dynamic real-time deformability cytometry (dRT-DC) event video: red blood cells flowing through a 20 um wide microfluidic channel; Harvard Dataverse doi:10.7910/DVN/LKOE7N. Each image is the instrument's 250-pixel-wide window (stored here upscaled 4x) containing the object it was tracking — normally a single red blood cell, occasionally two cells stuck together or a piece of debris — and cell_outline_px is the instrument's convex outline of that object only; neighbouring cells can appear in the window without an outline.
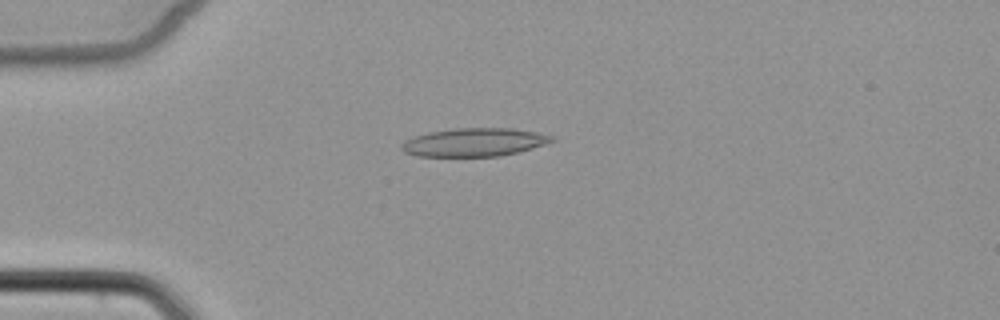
{"species": "common noctule bat (a hibernating species)", "species_latin": "Nyctalus noctula", "temperature_condition": "cold", "stored_images_in_passage": 5, "camera_frame_rate_fps": 3000, "um_per_image_px": 0.085, "animal": {"sex": "female", "body_mass_g": 22.7, "forearm_length_mm": 54.2}, "frame": {"image": 1, "passage_image": 4, "time_ms": 3.667, "image_size_px": [1000, 320], "cell_outline_px": [[556, 140], [532, 148], [500, 156], [416, 156], [404, 152], [400, 148], [400, 144], [404, 140], [428, 132], [456, 128], [512, 128], [536, 132], [556, 136]], "centroid_in_image_um": [40.3, 12.09], "position_along_channel_um": 44.7, "area_um2": 24.8}}